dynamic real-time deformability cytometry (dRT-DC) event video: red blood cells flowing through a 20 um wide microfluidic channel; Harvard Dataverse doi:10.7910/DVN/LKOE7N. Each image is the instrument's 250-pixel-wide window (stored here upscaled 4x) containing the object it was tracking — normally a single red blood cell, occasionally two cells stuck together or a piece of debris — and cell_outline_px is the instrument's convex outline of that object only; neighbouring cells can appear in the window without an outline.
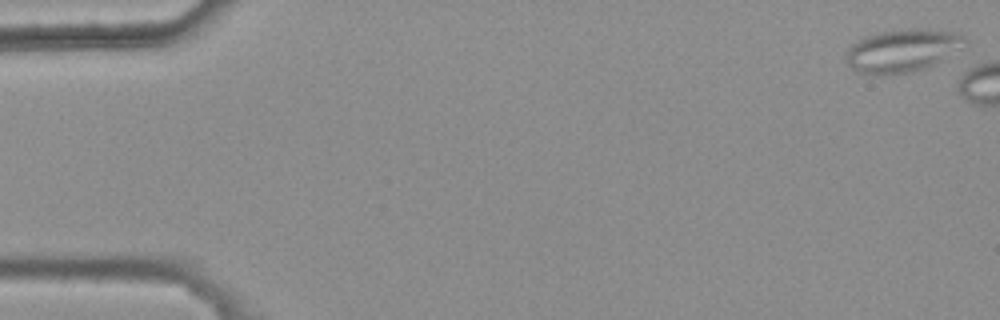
{"species": "common noctule bat (a hibernating species)", "species_latin": "Nyctalus noctula", "temperature_condition": "warm", "stored_images_in_passage": 6, "camera_frame_rate_fps": 3000, "um_per_image_px": 0.085, "animal": {"sex": "female", "body_mass_g": 25.1}, "frame": {"image": 1, "passage_image": 1, "time_ms": 0.0, "image_size_px": [1000, 320], "cell_outline_px": [[968, 44], [928, 68], [908, 72], [876, 76], [860, 72], [852, 68], [844, 60], [848, 48], [856, 40], [876, 32], [900, 28], [928, 28], [960, 32], [968, 40]], "centroid_in_image_um": [76.73, 4.27], "position_along_channel_um": 8.3, "area_um2": 30.52}}